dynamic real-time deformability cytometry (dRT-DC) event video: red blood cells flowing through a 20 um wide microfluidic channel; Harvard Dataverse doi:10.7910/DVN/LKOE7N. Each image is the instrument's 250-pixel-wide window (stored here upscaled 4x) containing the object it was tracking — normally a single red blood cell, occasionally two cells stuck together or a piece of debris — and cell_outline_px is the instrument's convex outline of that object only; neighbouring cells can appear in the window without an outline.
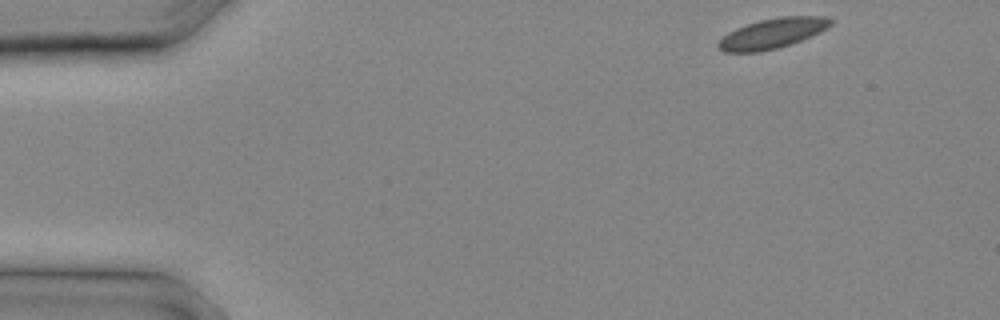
{"species": "common noctule bat (a hibernating species)", "species_latin": "Nyctalus noctula", "temperature_condition": "cold", "stored_images_in_passage": 14, "camera_frame_rate_fps": 3000, "um_per_image_px": 0.085, "animal": {"sex": "male", "body_mass_g": 20.4}, "frame": {"image": 1, "passage_image": 1, "time_ms": 0.0, "image_size_px": [1000, 320], "cell_outline_px": [[832, 24], [820, 32], [792, 44], [780, 48], [760, 52], [724, 52], [716, 48], [716, 44], [728, 32], [736, 28], [760, 20], [780, 16], [828, 16], [832, 20]], "centroid_in_image_um": [65.65, 2.85], "position_along_channel_um": 19.4, "area_um2": 19.88}}
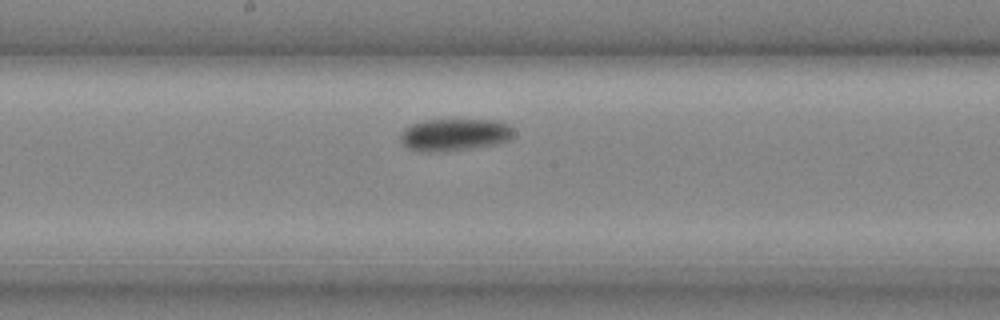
{"frame": {"image": 2, "passage_image": 12, "time_ms": 3.667, "image_size_px": [1000, 320], "cell_outline_px": [[516, 132], [508, 140], [500, 144], [444, 152], [424, 152], [408, 148], [400, 144], [400, 136], [404, 128], [412, 124], [424, 120], [496, 120], [508, 124]], "centroid_in_image_um": [38.64, 11.46], "position_along_channel_um": 209.6, "area_um2": 21.62}}
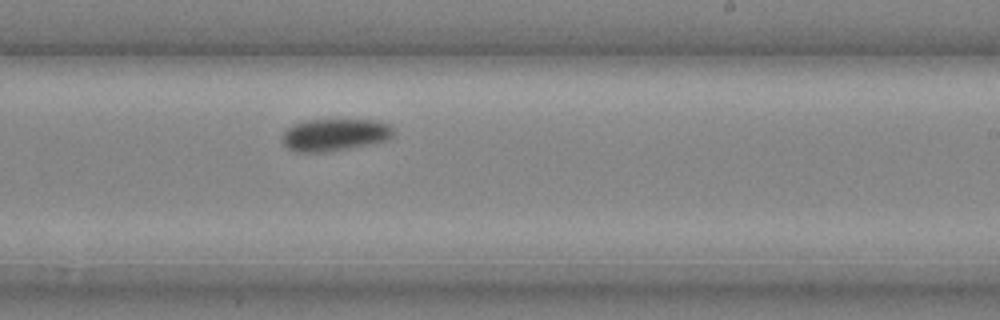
{"frame": {"image": 3, "passage_image": 14, "time_ms": 4.333, "image_size_px": [1000, 320], "cell_outline_px": [[396, 132], [388, 140], [376, 144], [328, 152], [296, 152], [288, 148], [284, 144], [284, 132], [292, 124], [304, 120], [376, 120], [388, 124]], "centroid_in_image_um": [28.51, 11.47], "position_along_channel_um": 260.5, "area_um2": 21.15}}